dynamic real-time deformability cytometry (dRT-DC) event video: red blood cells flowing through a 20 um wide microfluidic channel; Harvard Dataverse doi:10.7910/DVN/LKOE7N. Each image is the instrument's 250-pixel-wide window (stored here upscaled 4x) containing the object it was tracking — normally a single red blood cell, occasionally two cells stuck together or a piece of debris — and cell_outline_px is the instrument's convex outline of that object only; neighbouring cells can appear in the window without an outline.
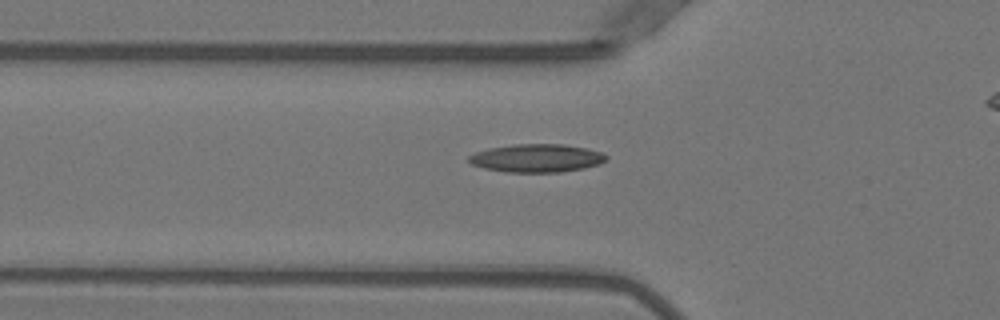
{"species": "Egyptian fruit bat (a non-hibernating species)", "species_latin": "Rousettus aegyptiacus", "temperature_condition": "warm", "stored_images_in_passage": 37, "camera_frame_rate_fps": 3000, "um_per_image_px": 0.085, "animal": {"sex": "female"}, "frame": {"image": 1, "passage_image": 8, "time_ms": 2.333, "image_size_px": [1000, 320], "cell_outline_px": [[608, 156], [600, 164], [584, 168], [560, 172], [508, 172], [484, 168], [472, 164], [468, 160], [468, 156], [476, 152], [488, 148], [512, 144], [564, 144], [584, 148], [600, 152]], "centroid_in_image_um": [45.6, 13.44], "position_along_channel_um": 80.2, "area_um2": 22.43}}
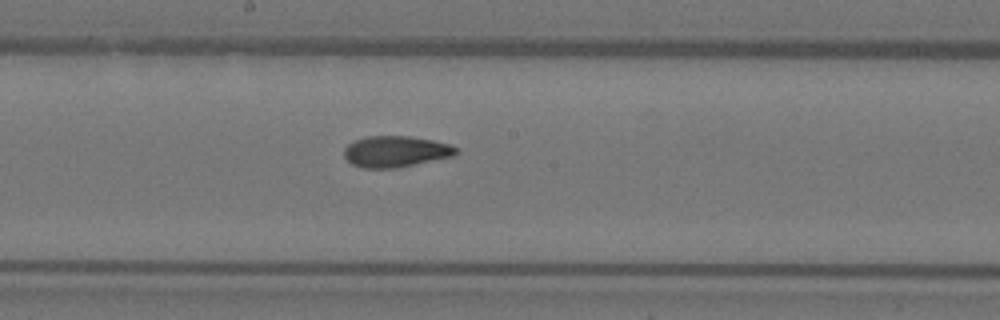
{"frame": {"image": 2, "passage_image": 18, "time_ms": 5.667, "image_size_px": [1000, 320], "cell_outline_px": [[460, 152], [452, 156], [396, 168], [360, 168], [352, 164], [344, 156], [344, 148], [348, 144], [356, 140], [368, 136], [412, 136], [452, 144]], "centroid_in_image_um": [33.63, 12.87], "position_along_channel_um": 214.6, "area_um2": 20.35}}
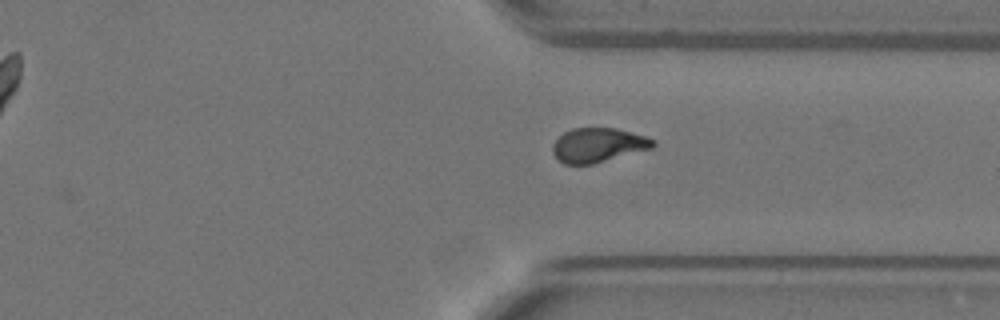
{"frame": {"image": 3, "passage_image": 29, "time_ms": 9.333, "image_size_px": [1000, 320], "cell_outline_px": [[656, 144], [652, 148], [592, 164], [564, 164], [552, 152], [552, 144], [564, 132], [572, 128], [616, 128], [644, 136], [656, 140]], "centroid_in_image_um": [50.84, 12.33], "position_along_channel_um": 360.6, "area_um2": 19.88}, "authors_computed_cell_mechanics": {"area_um2": 20.4034, "velocity_mm_per_s": 4.0025, "shape_relaxation_time_tau1_ms": 8.8128, "shape_relaxation_time_tau2_ms": 2.371, "deformation_change_tau1": 0.2521, "deformation_change_tau2": 0.095}}